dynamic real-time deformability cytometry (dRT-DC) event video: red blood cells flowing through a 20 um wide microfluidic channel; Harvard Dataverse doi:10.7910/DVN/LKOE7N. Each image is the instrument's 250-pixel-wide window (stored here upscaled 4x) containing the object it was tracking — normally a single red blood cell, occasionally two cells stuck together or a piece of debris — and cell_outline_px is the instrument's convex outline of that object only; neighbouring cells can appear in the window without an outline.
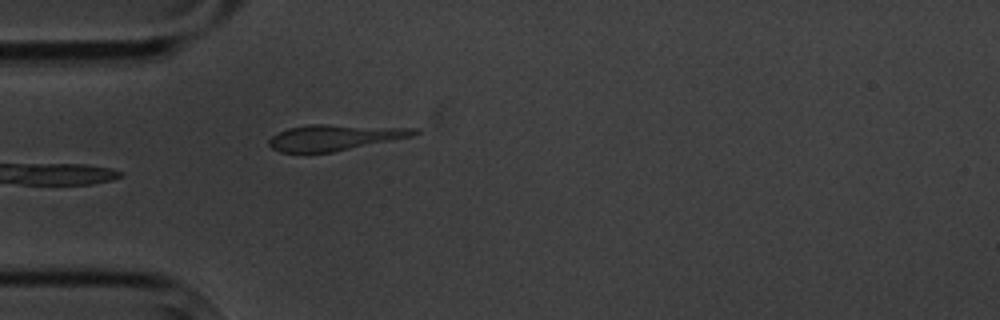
{"species": "common noctule bat (a hibernating species)", "species_latin": "Nyctalus noctula", "temperature_condition": "cold", "stored_images_in_passage": 5, "camera_frame_rate_fps": 3000, "um_per_image_px": 0.085, "animal": {"sex": "male", "body_mass_g": 20.1, "forearm_length_mm": 53.5}, "frame": {"image": 1, "passage_image": 5, "time_ms": 5.667, "image_size_px": [1000, 320], "cell_outline_px": [[420, 132], [412, 136], [332, 152], [280, 152], [272, 148], [268, 144], [268, 140], [272, 136], [288, 128], [308, 124], [328, 124], [420, 128]], "centroid_in_image_um": [28.46, 11.67], "position_along_channel_um": 56.5, "area_um2": 21.85}}